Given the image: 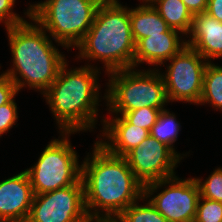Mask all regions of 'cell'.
Segmentation results:
<instances>
[{"label": "cell", "mask_w": 222, "mask_h": 222, "mask_svg": "<svg viewBox=\"0 0 222 222\" xmlns=\"http://www.w3.org/2000/svg\"><path fill=\"white\" fill-rule=\"evenodd\" d=\"M106 110L110 115L143 107L166 109L169 104L163 78L158 69L129 68L107 74Z\"/></svg>", "instance_id": "cell-5"}, {"label": "cell", "mask_w": 222, "mask_h": 222, "mask_svg": "<svg viewBox=\"0 0 222 222\" xmlns=\"http://www.w3.org/2000/svg\"><path fill=\"white\" fill-rule=\"evenodd\" d=\"M103 0H44L30 3L31 17L46 31L54 43L69 49L83 40Z\"/></svg>", "instance_id": "cell-6"}, {"label": "cell", "mask_w": 222, "mask_h": 222, "mask_svg": "<svg viewBox=\"0 0 222 222\" xmlns=\"http://www.w3.org/2000/svg\"><path fill=\"white\" fill-rule=\"evenodd\" d=\"M20 25L5 28L11 52L10 68L2 72L16 85L18 92L27 87L42 95L56 80L68 60L53 39L32 18Z\"/></svg>", "instance_id": "cell-3"}, {"label": "cell", "mask_w": 222, "mask_h": 222, "mask_svg": "<svg viewBox=\"0 0 222 222\" xmlns=\"http://www.w3.org/2000/svg\"><path fill=\"white\" fill-rule=\"evenodd\" d=\"M116 219L119 222H168L144 195L125 209Z\"/></svg>", "instance_id": "cell-20"}, {"label": "cell", "mask_w": 222, "mask_h": 222, "mask_svg": "<svg viewBox=\"0 0 222 222\" xmlns=\"http://www.w3.org/2000/svg\"><path fill=\"white\" fill-rule=\"evenodd\" d=\"M186 45L185 35L172 28L167 32L140 39L135 44L134 68L140 67L141 64H147L150 67L153 66L152 69H159L162 64L178 54Z\"/></svg>", "instance_id": "cell-13"}, {"label": "cell", "mask_w": 222, "mask_h": 222, "mask_svg": "<svg viewBox=\"0 0 222 222\" xmlns=\"http://www.w3.org/2000/svg\"><path fill=\"white\" fill-rule=\"evenodd\" d=\"M33 197L31 182L25 169L0 181V221L26 222Z\"/></svg>", "instance_id": "cell-12"}, {"label": "cell", "mask_w": 222, "mask_h": 222, "mask_svg": "<svg viewBox=\"0 0 222 222\" xmlns=\"http://www.w3.org/2000/svg\"><path fill=\"white\" fill-rule=\"evenodd\" d=\"M153 7L170 28L181 32L187 37L190 33L194 16L182 0H156Z\"/></svg>", "instance_id": "cell-17"}, {"label": "cell", "mask_w": 222, "mask_h": 222, "mask_svg": "<svg viewBox=\"0 0 222 222\" xmlns=\"http://www.w3.org/2000/svg\"><path fill=\"white\" fill-rule=\"evenodd\" d=\"M156 0H139V4L138 5H142V6H146V5H153L155 3ZM142 2V3H141Z\"/></svg>", "instance_id": "cell-29"}, {"label": "cell", "mask_w": 222, "mask_h": 222, "mask_svg": "<svg viewBox=\"0 0 222 222\" xmlns=\"http://www.w3.org/2000/svg\"><path fill=\"white\" fill-rule=\"evenodd\" d=\"M194 222H222V203L200 197Z\"/></svg>", "instance_id": "cell-23"}, {"label": "cell", "mask_w": 222, "mask_h": 222, "mask_svg": "<svg viewBox=\"0 0 222 222\" xmlns=\"http://www.w3.org/2000/svg\"><path fill=\"white\" fill-rule=\"evenodd\" d=\"M26 222H92L85 207L82 178L76 184L34 195Z\"/></svg>", "instance_id": "cell-10"}, {"label": "cell", "mask_w": 222, "mask_h": 222, "mask_svg": "<svg viewBox=\"0 0 222 222\" xmlns=\"http://www.w3.org/2000/svg\"><path fill=\"white\" fill-rule=\"evenodd\" d=\"M144 196L168 222H194L200 198L194 177L181 179L175 175L148 183Z\"/></svg>", "instance_id": "cell-9"}, {"label": "cell", "mask_w": 222, "mask_h": 222, "mask_svg": "<svg viewBox=\"0 0 222 222\" xmlns=\"http://www.w3.org/2000/svg\"><path fill=\"white\" fill-rule=\"evenodd\" d=\"M179 130L181 131V125L177 121L176 114L171 112L170 109H163L158 117V120L150 130V135L169 146L182 160L187 154L190 156L189 152L178 153L175 150V142L178 139Z\"/></svg>", "instance_id": "cell-19"}, {"label": "cell", "mask_w": 222, "mask_h": 222, "mask_svg": "<svg viewBox=\"0 0 222 222\" xmlns=\"http://www.w3.org/2000/svg\"><path fill=\"white\" fill-rule=\"evenodd\" d=\"M209 104L222 112V66L208 62L203 75V91L198 105Z\"/></svg>", "instance_id": "cell-18"}, {"label": "cell", "mask_w": 222, "mask_h": 222, "mask_svg": "<svg viewBox=\"0 0 222 222\" xmlns=\"http://www.w3.org/2000/svg\"><path fill=\"white\" fill-rule=\"evenodd\" d=\"M124 157L135 177L144 186L175 176V168L182 160L169 146L151 135Z\"/></svg>", "instance_id": "cell-11"}, {"label": "cell", "mask_w": 222, "mask_h": 222, "mask_svg": "<svg viewBox=\"0 0 222 222\" xmlns=\"http://www.w3.org/2000/svg\"><path fill=\"white\" fill-rule=\"evenodd\" d=\"M119 1H102L92 26L75 47L79 54H76L75 60H87L86 65L99 69L95 64L101 61L105 75L134 68L135 42L131 32L130 7Z\"/></svg>", "instance_id": "cell-4"}, {"label": "cell", "mask_w": 222, "mask_h": 222, "mask_svg": "<svg viewBox=\"0 0 222 222\" xmlns=\"http://www.w3.org/2000/svg\"><path fill=\"white\" fill-rule=\"evenodd\" d=\"M99 222H119L116 218H109V219H104Z\"/></svg>", "instance_id": "cell-30"}, {"label": "cell", "mask_w": 222, "mask_h": 222, "mask_svg": "<svg viewBox=\"0 0 222 222\" xmlns=\"http://www.w3.org/2000/svg\"><path fill=\"white\" fill-rule=\"evenodd\" d=\"M44 147L37 162L25 169L34 195L51 192L76 184L82 176V162L70 141L76 132H58Z\"/></svg>", "instance_id": "cell-7"}, {"label": "cell", "mask_w": 222, "mask_h": 222, "mask_svg": "<svg viewBox=\"0 0 222 222\" xmlns=\"http://www.w3.org/2000/svg\"><path fill=\"white\" fill-rule=\"evenodd\" d=\"M15 98L16 96L10 102L0 106V138L18 125L16 122H18L19 113Z\"/></svg>", "instance_id": "cell-25"}, {"label": "cell", "mask_w": 222, "mask_h": 222, "mask_svg": "<svg viewBox=\"0 0 222 222\" xmlns=\"http://www.w3.org/2000/svg\"><path fill=\"white\" fill-rule=\"evenodd\" d=\"M67 62L61 66L56 80L42 94L43 99L49 106L58 132L94 131L100 120L98 106L102 104L99 103L101 99L106 100V92L103 96L100 92L101 69L88 65L72 69L68 68Z\"/></svg>", "instance_id": "cell-2"}, {"label": "cell", "mask_w": 222, "mask_h": 222, "mask_svg": "<svg viewBox=\"0 0 222 222\" xmlns=\"http://www.w3.org/2000/svg\"><path fill=\"white\" fill-rule=\"evenodd\" d=\"M212 173L202 179V177H194L198 184L200 197L222 203V167L213 169Z\"/></svg>", "instance_id": "cell-21"}, {"label": "cell", "mask_w": 222, "mask_h": 222, "mask_svg": "<svg viewBox=\"0 0 222 222\" xmlns=\"http://www.w3.org/2000/svg\"><path fill=\"white\" fill-rule=\"evenodd\" d=\"M110 116H99L103 130L96 139L112 155L124 157L150 135L148 130L130 124L122 115Z\"/></svg>", "instance_id": "cell-14"}, {"label": "cell", "mask_w": 222, "mask_h": 222, "mask_svg": "<svg viewBox=\"0 0 222 222\" xmlns=\"http://www.w3.org/2000/svg\"><path fill=\"white\" fill-rule=\"evenodd\" d=\"M167 62L160 66L164 67L166 64L164 72L161 68L158 70L163 78L169 103L183 102L198 106L208 62L187 45Z\"/></svg>", "instance_id": "cell-8"}, {"label": "cell", "mask_w": 222, "mask_h": 222, "mask_svg": "<svg viewBox=\"0 0 222 222\" xmlns=\"http://www.w3.org/2000/svg\"><path fill=\"white\" fill-rule=\"evenodd\" d=\"M209 16L222 22V0H208L206 12Z\"/></svg>", "instance_id": "cell-28"}, {"label": "cell", "mask_w": 222, "mask_h": 222, "mask_svg": "<svg viewBox=\"0 0 222 222\" xmlns=\"http://www.w3.org/2000/svg\"><path fill=\"white\" fill-rule=\"evenodd\" d=\"M163 109L143 107L125 112L122 116L132 125L144 128L150 132Z\"/></svg>", "instance_id": "cell-22"}, {"label": "cell", "mask_w": 222, "mask_h": 222, "mask_svg": "<svg viewBox=\"0 0 222 222\" xmlns=\"http://www.w3.org/2000/svg\"><path fill=\"white\" fill-rule=\"evenodd\" d=\"M18 93L12 80L5 74L0 73V106L10 102Z\"/></svg>", "instance_id": "cell-26"}, {"label": "cell", "mask_w": 222, "mask_h": 222, "mask_svg": "<svg viewBox=\"0 0 222 222\" xmlns=\"http://www.w3.org/2000/svg\"><path fill=\"white\" fill-rule=\"evenodd\" d=\"M192 15L205 13L208 6V0H182Z\"/></svg>", "instance_id": "cell-27"}, {"label": "cell", "mask_w": 222, "mask_h": 222, "mask_svg": "<svg viewBox=\"0 0 222 222\" xmlns=\"http://www.w3.org/2000/svg\"><path fill=\"white\" fill-rule=\"evenodd\" d=\"M15 3L16 0H0V23L5 25V28L20 25L27 21L26 18L31 17V12L28 9H25L24 17L15 13L13 11Z\"/></svg>", "instance_id": "cell-24"}, {"label": "cell", "mask_w": 222, "mask_h": 222, "mask_svg": "<svg viewBox=\"0 0 222 222\" xmlns=\"http://www.w3.org/2000/svg\"><path fill=\"white\" fill-rule=\"evenodd\" d=\"M131 32L135 44L145 37L167 32L170 27L153 5L130 8Z\"/></svg>", "instance_id": "cell-16"}, {"label": "cell", "mask_w": 222, "mask_h": 222, "mask_svg": "<svg viewBox=\"0 0 222 222\" xmlns=\"http://www.w3.org/2000/svg\"><path fill=\"white\" fill-rule=\"evenodd\" d=\"M82 163L85 207L92 222L117 218L144 195V185L123 156L110 154L97 140Z\"/></svg>", "instance_id": "cell-1"}, {"label": "cell", "mask_w": 222, "mask_h": 222, "mask_svg": "<svg viewBox=\"0 0 222 222\" xmlns=\"http://www.w3.org/2000/svg\"><path fill=\"white\" fill-rule=\"evenodd\" d=\"M186 38L187 46L200 53L207 62L222 59V22L207 13L194 15Z\"/></svg>", "instance_id": "cell-15"}]
</instances>
